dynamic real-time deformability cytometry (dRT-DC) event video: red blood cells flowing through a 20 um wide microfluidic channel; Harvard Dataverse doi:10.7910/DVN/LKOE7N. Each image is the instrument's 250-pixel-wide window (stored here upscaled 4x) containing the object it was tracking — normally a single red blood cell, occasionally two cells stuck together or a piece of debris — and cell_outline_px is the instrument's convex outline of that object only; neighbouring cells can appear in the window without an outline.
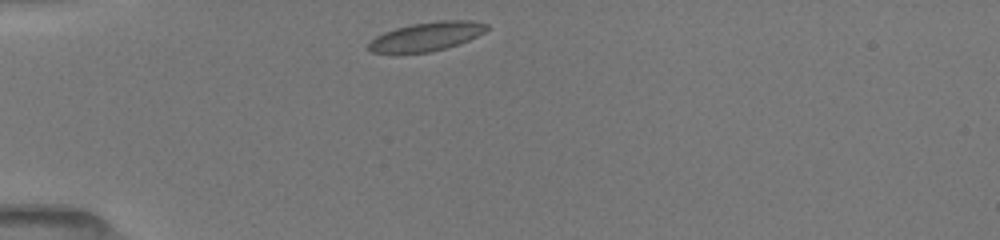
{"species": "common noctule bat (a hibernating species)", "species_latin": "Nyctalus noctula", "temperature_condition": "room temperature", "stored_images_in_passage": 34, "camera_frame_rate_fps": 3000, "um_per_image_px": 0.085, "animal": {"sex": "female", "body_mass_g": 19.5, "forearm_length_mm": 54.1}, "frame": {"image": 1, "passage_image": 1, "time_ms": 0.0, "image_size_px": [1000, 240], "cell_outline_px": [[488, 28], [484, 32], [468, 40], [444, 48], [428, 52], [372, 52], [368, 48], [368, 44], [376, 36], [384, 32], [396, 28], [412, 24], [436, 20], [472, 20], [488, 24]], "centroid_in_image_um": [36.28, 3.07], "position_along_channel_um": 48.7, "area_um2": 19.48}}
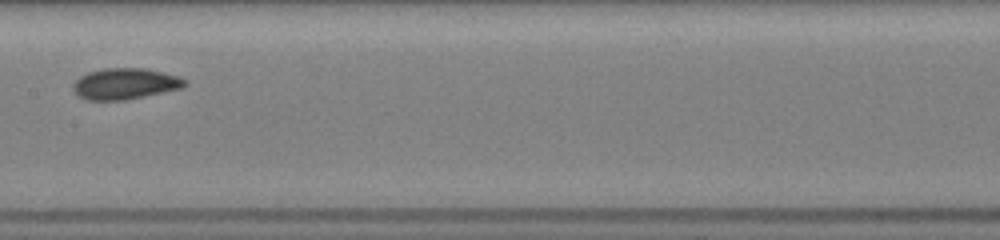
{"frame": {"image": 2, "passage_image": 19, "time_ms": 4.333, "image_size_px": [1000, 240], "cell_outline_px": [[188, 84], [184, 88], [124, 100], [84, 100], [76, 96], [72, 88], [72, 84], [80, 76], [88, 72], [104, 68], [144, 68], [164, 72], [180, 76], [188, 80]], "centroid_in_image_um": [10.64, 7.12], "position_along_channel_um": 196.8, "area_um2": 20.63}}
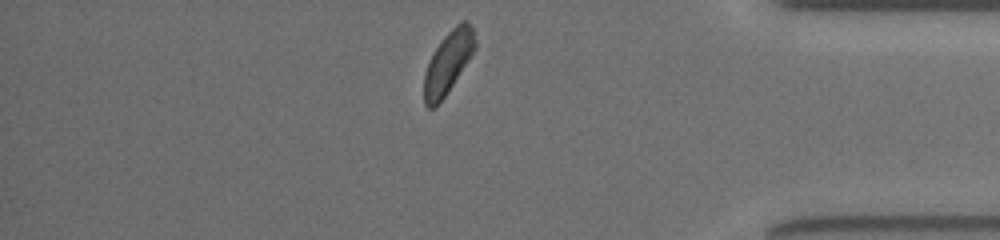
{"frame": {"image": 3, "passage_image": 30, "time_ms": 10.0, "image_size_px": [1000, 240], "cell_outline_px": [[476, 48], [444, 96], [432, 108], [428, 108], [424, 104], [424, 72], [436, 48], [444, 36], [460, 20], [468, 20], [472, 28], [476, 40]], "centroid_in_image_um": [38.09, 5.25], "position_along_channel_um": 397.1, "area_um2": 17.98}, "authors_computed_cell_mechanics": {"area_um2": 19.5364, "velocity_mm_per_s": 3.9559, "shape_relaxation_time_tau1_ms": 2.2374, "shape_relaxation_time_tau2_ms": null, "deformation_change_tau1": 0.0757, "deformation_change_tau2": null}}